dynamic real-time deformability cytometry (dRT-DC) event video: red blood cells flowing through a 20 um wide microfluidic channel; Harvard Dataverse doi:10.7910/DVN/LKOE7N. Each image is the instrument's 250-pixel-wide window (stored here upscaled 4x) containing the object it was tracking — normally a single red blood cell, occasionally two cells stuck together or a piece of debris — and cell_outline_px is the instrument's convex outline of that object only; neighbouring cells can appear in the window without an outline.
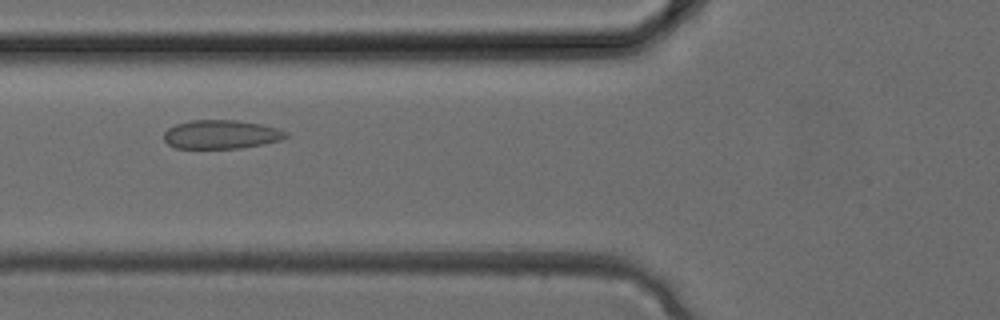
{"species": "common noctule bat (a hibernating species)", "species_latin": "Nyctalus noctula", "temperature_condition": "cold", "stored_images_in_passage": 2, "camera_frame_rate_fps": 3000, "um_per_image_px": 0.085, "animal": {"sex": "female", "body_mass_g": 24.6, "forearm_length_mm": 56.2}, "frame": {"image": 1, "passage_image": 2, "time_ms": 0.333, "image_size_px": [1000, 320], "cell_outline_px": [[288, 136], [280, 140], [264, 144], [240, 148], [176, 148], [168, 144], [164, 140], [164, 132], [168, 128], [176, 124], [192, 120], [236, 120], [260, 124], [276, 128], [288, 132]], "centroid_in_image_um": [18.79, 11.43], "position_along_channel_um": 107.0, "area_um2": 20.4}}